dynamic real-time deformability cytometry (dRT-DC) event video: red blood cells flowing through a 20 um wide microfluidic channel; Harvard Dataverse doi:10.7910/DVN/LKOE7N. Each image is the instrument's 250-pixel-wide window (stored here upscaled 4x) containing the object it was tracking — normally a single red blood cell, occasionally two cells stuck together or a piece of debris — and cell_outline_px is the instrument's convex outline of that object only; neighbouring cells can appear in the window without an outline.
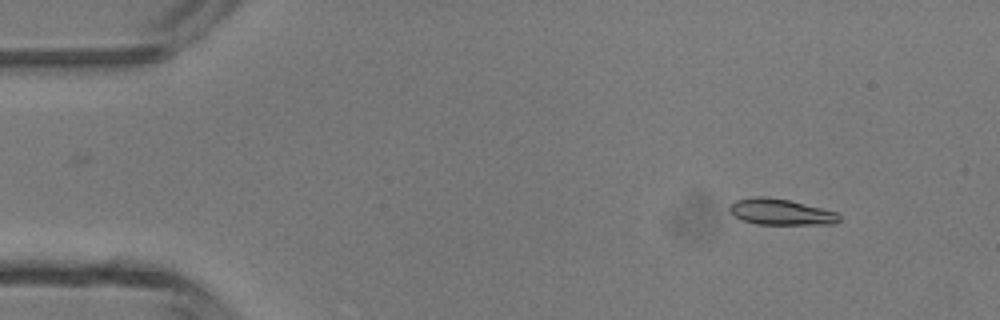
{"species": "common noctule bat (a hibernating species)", "species_latin": "Nyctalus noctula", "temperature_condition": "room temperature", "stored_images_in_passage": 29, "camera_frame_rate_fps": 3000, "um_per_image_px": 0.085, "animal": {"sex": "male", "body_mass_g": 13.3}, "frame": {"image": 1, "passage_image": 3, "time_ms": 0.667, "image_size_px": [1000, 320], "cell_outline_px": [[840, 220], [836, 224], [756, 224], [740, 220], [728, 208], [736, 200], [752, 196], [768, 196], [788, 200], [836, 212], [840, 216]], "centroid_in_image_um": [66.35, 18.01], "position_along_channel_um": 18.7, "area_um2": 16.53}}
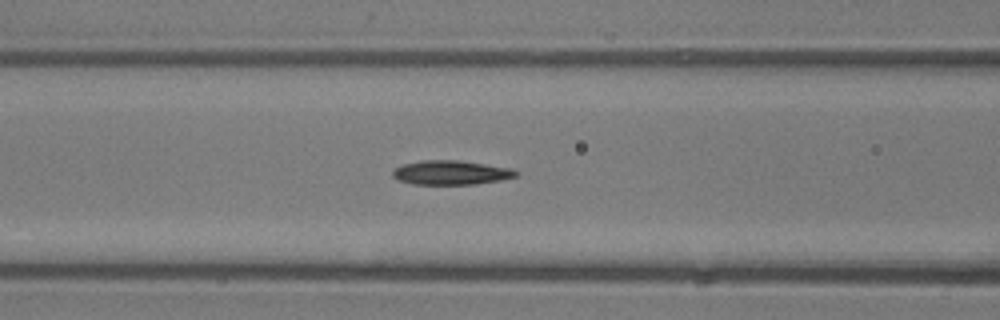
{"frame": {"image": 2, "passage_image": 17, "time_ms": 5.333, "image_size_px": [1000, 320], "cell_outline_px": [[520, 172], [516, 176], [500, 180], [476, 184], [412, 184], [396, 180], [392, 176], [392, 168], [404, 164], [420, 160], [460, 160], [512, 168]], "centroid_in_image_um": [38.3, 14.66], "position_along_channel_um": 128.3, "area_um2": 17.63}}
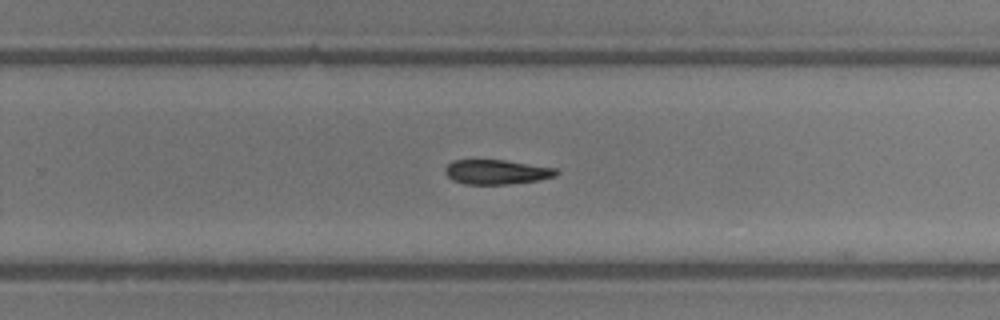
{"frame": {"image": 3, "passage_image": 28, "time_ms": 9.0, "image_size_px": [1000, 320], "cell_outline_px": [[560, 172], [556, 176], [536, 180], [508, 184], [464, 184], [452, 180], [444, 172], [444, 168], [452, 160], [504, 160], [556, 168]], "centroid_in_image_um": [42.19, 14.61], "position_along_channel_um": 287.6, "area_um2": 15.9}}